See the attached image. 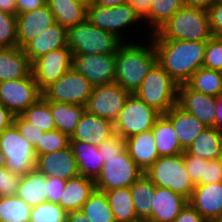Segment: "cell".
Instances as JSON below:
<instances>
[{
  "instance_id": "cell-2",
  "label": "cell",
  "mask_w": 222,
  "mask_h": 222,
  "mask_svg": "<svg viewBox=\"0 0 222 222\" xmlns=\"http://www.w3.org/2000/svg\"><path fill=\"white\" fill-rule=\"evenodd\" d=\"M149 39V45H145L146 42H125L115 54V83L131 94L140 87L151 68L157 63L153 40Z\"/></svg>"
},
{
  "instance_id": "cell-12",
  "label": "cell",
  "mask_w": 222,
  "mask_h": 222,
  "mask_svg": "<svg viewBox=\"0 0 222 222\" xmlns=\"http://www.w3.org/2000/svg\"><path fill=\"white\" fill-rule=\"evenodd\" d=\"M41 97L32 72L25 78L0 82V103L14 116L21 115Z\"/></svg>"
},
{
  "instance_id": "cell-31",
  "label": "cell",
  "mask_w": 222,
  "mask_h": 222,
  "mask_svg": "<svg viewBox=\"0 0 222 222\" xmlns=\"http://www.w3.org/2000/svg\"><path fill=\"white\" fill-rule=\"evenodd\" d=\"M50 111L56 129L71 138L85 111V105L50 102Z\"/></svg>"
},
{
  "instance_id": "cell-50",
  "label": "cell",
  "mask_w": 222,
  "mask_h": 222,
  "mask_svg": "<svg viewBox=\"0 0 222 222\" xmlns=\"http://www.w3.org/2000/svg\"><path fill=\"white\" fill-rule=\"evenodd\" d=\"M48 202L59 203L62 191L66 185V180L56 177H46Z\"/></svg>"
},
{
  "instance_id": "cell-40",
  "label": "cell",
  "mask_w": 222,
  "mask_h": 222,
  "mask_svg": "<svg viewBox=\"0 0 222 222\" xmlns=\"http://www.w3.org/2000/svg\"><path fill=\"white\" fill-rule=\"evenodd\" d=\"M67 212L58 204L45 202L31 207L29 222H65Z\"/></svg>"
},
{
  "instance_id": "cell-5",
  "label": "cell",
  "mask_w": 222,
  "mask_h": 222,
  "mask_svg": "<svg viewBox=\"0 0 222 222\" xmlns=\"http://www.w3.org/2000/svg\"><path fill=\"white\" fill-rule=\"evenodd\" d=\"M178 87L179 84L157 62L133 94L165 114L177 104Z\"/></svg>"
},
{
  "instance_id": "cell-27",
  "label": "cell",
  "mask_w": 222,
  "mask_h": 222,
  "mask_svg": "<svg viewBox=\"0 0 222 222\" xmlns=\"http://www.w3.org/2000/svg\"><path fill=\"white\" fill-rule=\"evenodd\" d=\"M79 175L96 180L102 170L104 159L97 146L82 141H70Z\"/></svg>"
},
{
  "instance_id": "cell-23",
  "label": "cell",
  "mask_w": 222,
  "mask_h": 222,
  "mask_svg": "<svg viewBox=\"0 0 222 222\" xmlns=\"http://www.w3.org/2000/svg\"><path fill=\"white\" fill-rule=\"evenodd\" d=\"M172 123L179 144L185 151L207 127L177 104L164 114Z\"/></svg>"
},
{
  "instance_id": "cell-19",
  "label": "cell",
  "mask_w": 222,
  "mask_h": 222,
  "mask_svg": "<svg viewBox=\"0 0 222 222\" xmlns=\"http://www.w3.org/2000/svg\"><path fill=\"white\" fill-rule=\"evenodd\" d=\"M114 134L113 122L84 111L70 141H82L98 146Z\"/></svg>"
},
{
  "instance_id": "cell-60",
  "label": "cell",
  "mask_w": 222,
  "mask_h": 222,
  "mask_svg": "<svg viewBox=\"0 0 222 222\" xmlns=\"http://www.w3.org/2000/svg\"><path fill=\"white\" fill-rule=\"evenodd\" d=\"M6 167V159L2 151L0 150V168Z\"/></svg>"
},
{
  "instance_id": "cell-62",
  "label": "cell",
  "mask_w": 222,
  "mask_h": 222,
  "mask_svg": "<svg viewBox=\"0 0 222 222\" xmlns=\"http://www.w3.org/2000/svg\"><path fill=\"white\" fill-rule=\"evenodd\" d=\"M212 222H222V211Z\"/></svg>"
},
{
  "instance_id": "cell-8",
  "label": "cell",
  "mask_w": 222,
  "mask_h": 222,
  "mask_svg": "<svg viewBox=\"0 0 222 222\" xmlns=\"http://www.w3.org/2000/svg\"><path fill=\"white\" fill-rule=\"evenodd\" d=\"M0 150L5 156L6 168L14 174L24 176L35 170V149L14 124L0 133Z\"/></svg>"
},
{
  "instance_id": "cell-57",
  "label": "cell",
  "mask_w": 222,
  "mask_h": 222,
  "mask_svg": "<svg viewBox=\"0 0 222 222\" xmlns=\"http://www.w3.org/2000/svg\"><path fill=\"white\" fill-rule=\"evenodd\" d=\"M215 128L222 131V96L216 97Z\"/></svg>"
},
{
  "instance_id": "cell-47",
  "label": "cell",
  "mask_w": 222,
  "mask_h": 222,
  "mask_svg": "<svg viewBox=\"0 0 222 222\" xmlns=\"http://www.w3.org/2000/svg\"><path fill=\"white\" fill-rule=\"evenodd\" d=\"M97 149L103 159L104 157L118 156L126 150V139L115 133L105 142L98 145Z\"/></svg>"
},
{
  "instance_id": "cell-56",
  "label": "cell",
  "mask_w": 222,
  "mask_h": 222,
  "mask_svg": "<svg viewBox=\"0 0 222 222\" xmlns=\"http://www.w3.org/2000/svg\"><path fill=\"white\" fill-rule=\"evenodd\" d=\"M65 222H90L82 210L68 212Z\"/></svg>"
},
{
  "instance_id": "cell-53",
  "label": "cell",
  "mask_w": 222,
  "mask_h": 222,
  "mask_svg": "<svg viewBox=\"0 0 222 222\" xmlns=\"http://www.w3.org/2000/svg\"><path fill=\"white\" fill-rule=\"evenodd\" d=\"M46 5V0H16V15L31 12Z\"/></svg>"
},
{
  "instance_id": "cell-15",
  "label": "cell",
  "mask_w": 222,
  "mask_h": 222,
  "mask_svg": "<svg viewBox=\"0 0 222 222\" xmlns=\"http://www.w3.org/2000/svg\"><path fill=\"white\" fill-rule=\"evenodd\" d=\"M72 67L93 87L115 82V54H72Z\"/></svg>"
},
{
  "instance_id": "cell-4",
  "label": "cell",
  "mask_w": 222,
  "mask_h": 222,
  "mask_svg": "<svg viewBox=\"0 0 222 222\" xmlns=\"http://www.w3.org/2000/svg\"><path fill=\"white\" fill-rule=\"evenodd\" d=\"M125 42L116 34L97 28L87 19L67 29L72 54H116Z\"/></svg>"
},
{
  "instance_id": "cell-20",
  "label": "cell",
  "mask_w": 222,
  "mask_h": 222,
  "mask_svg": "<svg viewBox=\"0 0 222 222\" xmlns=\"http://www.w3.org/2000/svg\"><path fill=\"white\" fill-rule=\"evenodd\" d=\"M188 203L207 221L222 211V182L196 185Z\"/></svg>"
},
{
  "instance_id": "cell-33",
  "label": "cell",
  "mask_w": 222,
  "mask_h": 222,
  "mask_svg": "<svg viewBox=\"0 0 222 222\" xmlns=\"http://www.w3.org/2000/svg\"><path fill=\"white\" fill-rule=\"evenodd\" d=\"M130 191L138 219L146 222L152 214L155 185L143 174L130 186Z\"/></svg>"
},
{
  "instance_id": "cell-10",
  "label": "cell",
  "mask_w": 222,
  "mask_h": 222,
  "mask_svg": "<svg viewBox=\"0 0 222 222\" xmlns=\"http://www.w3.org/2000/svg\"><path fill=\"white\" fill-rule=\"evenodd\" d=\"M93 86L85 76L73 67L56 82L42 91V96L50 102L85 105Z\"/></svg>"
},
{
  "instance_id": "cell-51",
  "label": "cell",
  "mask_w": 222,
  "mask_h": 222,
  "mask_svg": "<svg viewBox=\"0 0 222 222\" xmlns=\"http://www.w3.org/2000/svg\"><path fill=\"white\" fill-rule=\"evenodd\" d=\"M173 222H207L189 203L180 211Z\"/></svg>"
},
{
  "instance_id": "cell-46",
  "label": "cell",
  "mask_w": 222,
  "mask_h": 222,
  "mask_svg": "<svg viewBox=\"0 0 222 222\" xmlns=\"http://www.w3.org/2000/svg\"><path fill=\"white\" fill-rule=\"evenodd\" d=\"M21 176L6 167L0 168V197L16 195Z\"/></svg>"
},
{
  "instance_id": "cell-45",
  "label": "cell",
  "mask_w": 222,
  "mask_h": 222,
  "mask_svg": "<svg viewBox=\"0 0 222 222\" xmlns=\"http://www.w3.org/2000/svg\"><path fill=\"white\" fill-rule=\"evenodd\" d=\"M13 124L19 130L20 134L35 147L40 143V138L45 133L32 123L27 122L21 115H15L13 118Z\"/></svg>"
},
{
  "instance_id": "cell-14",
  "label": "cell",
  "mask_w": 222,
  "mask_h": 222,
  "mask_svg": "<svg viewBox=\"0 0 222 222\" xmlns=\"http://www.w3.org/2000/svg\"><path fill=\"white\" fill-rule=\"evenodd\" d=\"M73 55L68 46L39 57L31 64V70L38 87L43 91L72 68Z\"/></svg>"
},
{
  "instance_id": "cell-24",
  "label": "cell",
  "mask_w": 222,
  "mask_h": 222,
  "mask_svg": "<svg viewBox=\"0 0 222 222\" xmlns=\"http://www.w3.org/2000/svg\"><path fill=\"white\" fill-rule=\"evenodd\" d=\"M126 150L143 173L159 158L152 130L127 138Z\"/></svg>"
},
{
  "instance_id": "cell-22",
  "label": "cell",
  "mask_w": 222,
  "mask_h": 222,
  "mask_svg": "<svg viewBox=\"0 0 222 222\" xmlns=\"http://www.w3.org/2000/svg\"><path fill=\"white\" fill-rule=\"evenodd\" d=\"M187 203L188 200L182 195L155 186L152 214L146 222H173Z\"/></svg>"
},
{
  "instance_id": "cell-38",
  "label": "cell",
  "mask_w": 222,
  "mask_h": 222,
  "mask_svg": "<svg viewBox=\"0 0 222 222\" xmlns=\"http://www.w3.org/2000/svg\"><path fill=\"white\" fill-rule=\"evenodd\" d=\"M31 206L17 195L0 197V222H29Z\"/></svg>"
},
{
  "instance_id": "cell-42",
  "label": "cell",
  "mask_w": 222,
  "mask_h": 222,
  "mask_svg": "<svg viewBox=\"0 0 222 222\" xmlns=\"http://www.w3.org/2000/svg\"><path fill=\"white\" fill-rule=\"evenodd\" d=\"M16 15L0 10V48H17Z\"/></svg>"
},
{
  "instance_id": "cell-30",
  "label": "cell",
  "mask_w": 222,
  "mask_h": 222,
  "mask_svg": "<svg viewBox=\"0 0 222 222\" xmlns=\"http://www.w3.org/2000/svg\"><path fill=\"white\" fill-rule=\"evenodd\" d=\"M151 130L156 142L159 157L174 156L184 153L171 121L164 114L156 120Z\"/></svg>"
},
{
  "instance_id": "cell-35",
  "label": "cell",
  "mask_w": 222,
  "mask_h": 222,
  "mask_svg": "<svg viewBox=\"0 0 222 222\" xmlns=\"http://www.w3.org/2000/svg\"><path fill=\"white\" fill-rule=\"evenodd\" d=\"M194 91L213 97L222 96V72L206 67L199 68L185 83Z\"/></svg>"
},
{
  "instance_id": "cell-3",
  "label": "cell",
  "mask_w": 222,
  "mask_h": 222,
  "mask_svg": "<svg viewBox=\"0 0 222 222\" xmlns=\"http://www.w3.org/2000/svg\"><path fill=\"white\" fill-rule=\"evenodd\" d=\"M212 36L207 10L184 5L149 38L208 41Z\"/></svg>"
},
{
  "instance_id": "cell-6",
  "label": "cell",
  "mask_w": 222,
  "mask_h": 222,
  "mask_svg": "<svg viewBox=\"0 0 222 222\" xmlns=\"http://www.w3.org/2000/svg\"><path fill=\"white\" fill-rule=\"evenodd\" d=\"M144 174L155 186L168 188L187 200L195 188L185 167L183 153L159 157Z\"/></svg>"
},
{
  "instance_id": "cell-18",
  "label": "cell",
  "mask_w": 222,
  "mask_h": 222,
  "mask_svg": "<svg viewBox=\"0 0 222 222\" xmlns=\"http://www.w3.org/2000/svg\"><path fill=\"white\" fill-rule=\"evenodd\" d=\"M19 48L36 38L43 30L55 23V18L46 4L31 12L16 15Z\"/></svg>"
},
{
  "instance_id": "cell-16",
  "label": "cell",
  "mask_w": 222,
  "mask_h": 222,
  "mask_svg": "<svg viewBox=\"0 0 222 222\" xmlns=\"http://www.w3.org/2000/svg\"><path fill=\"white\" fill-rule=\"evenodd\" d=\"M177 105L194 115L205 127H215L216 97L189 88L186 84L178 87Z\"/></svg>"
},
{
  "instance_id": "cell-59",
  "label": "cell",
  "mask_w": 222,
  "mask_h": 222,
  "mask_svg": "<svg viewBox=\"0 0 222 222\" xmlns=\"http://www.w3.org/2000/svg\"><path fill=\"white\" fill-rule=\"evenodd\" d=\"M128 0H93V4L96 6H103L113 8L118 5L126 3Z\"/></svg>"
},
{
  "instance_id": "cell-17",
  "label": "cell",
  "mask_w": 222,
  "mask_h": 222,
  "mask_svg": "<svg viewBox=\"0 0 222 222\" xmlns=\"http://www.w3.org/2000/svg\"><path fill=\"white\" fill-rule=\"evenodd\" d=\"M35 169L45 177L53 176L62 180L79 175L77 162L70 145L63 150L38 155Z\"/></svg>"
},
{
  "instance_id": "cell-34",
  "label": "cell",
  "mask_w": 222,
  "mask_h": 222,
  "mask_svg": "<svg viewBox=\"0 0 222 222\" xmlns=\"http://www.w3.org/2000/svg\"><path fill=\"white\" fill-rule=\"evenodd\" d=\"M116 222H141L136 214L130 187L104 192Z\"/></svg>"
},
{
  "instance_id": "cell-28",
  "label": "cell",
  "mask_w": 222,
  "mask_h": 222,
  "mask_svg": "<svg viewBox=\"0 0 222 222\" xmlns=\"http://www.w3.org/2000/svg\"><path fill=\"white\" fill-rule=\"evenodd\" d=\"M185 152L207 161L220 159L222 154V131L215 127H207Z\"/></svg>"
},
{
  "instance_id": "cell-39",
  "label": "cell",
  "mask_w": 222,
  "mask_h": 222,
  "mask_svg": "<svg viewBox=\"0 0 222 222\" xmlns=\"http://www.w3.org/2000/svg\"><path fill=\"white\" fill-rule=\"evenodd\" d=\"M21 116L44 132L56 129L50 111V101H47L43 96L30 105Z\"/></svg>"
},
{
  "instance_id": "cell-1",
  "label": "cell",
  "mask_w": 222,
  "mask_h": 222,
  "mask_svg": "<svg viewBox=\"0 0 222 222\" xmlns=\"http://www.w3.org/2000/svg\"><path fill=\"white\" fill-rule=\"evenodd\" d=\"M158 64L179 85L203 66L206 41L152 39Z\"/></svg>"
},
{
  "instance_id": "cell-43",
  "label": "cell",
  "mask_w": 222,
  "mask_h": 222,
  "mask_svg": "<svg viewBox=\"0 0 222 222\" xmlns=\"http://www.w3.org/2000/svg\"><path fill=\"white\" fill-rule=\"evenodd\" d=\"M203 67L222 72V38L212 36L206 41Z\"/></svg>"
},
{
  "instance_id": "cell-52",
  "label": "cell",
  "mask_w": 222,
  "mask_h": 222,
  "mask_svg": "<svg viewBox=\"0 0 222 222\" xmlns=\"http://www.w3.org/2000/svg\"><path fill=\"white\" fill-rule=\"evenodd\" d=\"M152 0H128L127 3L144 19V24L149 26V7ZM147 20V21H146ZM146 21V23H145Z\"/></svg>"
},
{
  "instance_id": "cell-61",
  "label": "cell",
  "mask_w": 222,
  "mask_h": 222,
  "mask_svg": "<svg viewBox=\"0 0 222 222\" xmlns=\"http://www.w3.org/2000/svg\"><path fill=\"white\" fill-rule=\"evenodd\" d=\"M74 1L85 5L87 8L93 3V0H74Z\"/></svg>"
},
{
  "instance_id": "cell-55",
  "label": "cell",
  "mask_w": 222,
  "mask_h": 222,
  "mask_svg": "<svg viewBox=\"0 0 222 222\" xmlns=\"http://www.w3.org/2000/svg\"><path fill=\"white\" fill-rule=\"evenodd\" d=\"M216 0H184L185 6L208 10Z\"/></svg>"
},
{
  "instance_id": "cell-44",
  "label": "cell",
  "mask_w": 222,
  "mask_h": 222,
  "mask_svg": "<svg viewBox=\"0 0 222 222\" xmlns=\"http://www.w3.org/2000/svg\"><path fill=\"white\" fill-rule=\"evenodd\" d=\"M185 167L189 176L196 185H204V171L207 160L190 155L188 152L183 153Z\"/></svg>"
},
{
  "instance_id": "cell-49",
  "label": "cell",
  "mask_w": 222,
  "mask_h": 222,
  "mask_svg": "<svg viewBox=\"0 0 222 222\" xmlns=\"http://www.w3.org/2000/svg\"><path fill=\"white\" fill-rule=\"evenodd\" d=\"M222 182V164L220 159L205 163L204 185Z\"/></svg>"
},
{
  "instance_id": "cell-48",
  "label": "cell",
  "mask_w": 222,
  "mask_h": 222,
  "mask_svg": "<svg viewBox=\"0 0 222 222\" xmlns=\"http://www.w3.org/2000/svg\"><path fill=\"white\" fill-rule=\"evenodd\" d=\"M207 13L212 35L222 38V0H216L207 10Z\"/></svg>"
},
{
  "instance_id": "cell-25",
  "label": "cell",
  "mask_w": 222,
  "mask_h": 222,
  "mask_svg": "<svg viewBox=\"0 0 222 222\" xmlns=\"http://www.w3.org/2000/svg\"><path fill=\"white\" fill-rule=\"evenodd\" d=\"M95 190L94 180L78 175L66 180L59 205L68 213L81 210L85 201Z\"/></svg>"
},
{
  "instance_id": "cell-9",
  "label": "cell",
  "mask_w": 222,
  "mask_h": 222,
  "mask_svg": "<svg viewBox=\"0 0 222 222\" xmlns=\"http://www.w3.org/2000/svg\"><path fill=\"white\" fill-rule=\"evenodd\" d=\"M104 161L100 175L94 181L95 189L102 192L130 187L144 174L127 150L118 156L104 157Z\"/></svg>"
},
{
  "instance_id": "cell-54",
  "label": "cell",
  "mask_w": 222,
  "mask_h": 222,
  "mask_svg": "<svg viewBox=\"0 0 222 222\" xmlns=\"http://www.w3.org/2000/svg\"><path fill=\"white\" fill-rule=\"evenodd\" d=\"M14 115L0 103V133L13 124Z\"/></svg>"
},
{
  "instance_id": "cell-7",
  "label": "cell",
  "mask_w": 222,
  "mask_h": 222,
  "mask_svg": "<svg viewBox=\"0 0 222 222\" xmlns=\"http://www.w3.org/2000/svg\"><path fill=\"white\" fill-rule=\"evenodd\" d=\"M161 115L160 112L148 106L136 95L130 94L114 122L115 133L127 139L149 131Z\"/></svg>"
},
{
  "instance_id": "cell-26",
  "label": "cell",
  "mask_w": 222,
  "mask_h": 222,
  "mask_svg": "<svg viewBox=\"0 0 222 222\" xmlns=\"http://www.w3.org/2000/svg\"><path fill=\"white\" fill-rule=\"evenodd\" d=\"M31 63L23 48H0V82L27 77Z\"/></svg>"
},
{
  "instance_id": "cell-21",
  "label": "cell",
  "mask_w": 222,
  "mask_h": 222,
  "mask_svg": "<svg viewBox=\"0 0 222 222\" xmlns=\"http://www.w3.org/2000/svg\"><path fill=\"white\" fill-rule=\"evenodd\" d=\"M67 46V29L54 23L43 30L36 38L29 41L23 50L32 64L39 57L50 51Z\"/></svg>"
},
{
  "instance_id": "cell-37",
  "label": "cell",
  "mask_w": 222,
  "mask_h": 222,
  "mask_svg": "<svg viewBox=\"0 0 222 222\" xmlns=\"http://www.w3.org/2000/svg\"><path fill=\"white\" fill-rule=\"evenodd\" d=\"M184 0H152L149 7V34H154L169 18L184 6ZM151 26V27H150Z\"/></svg>"
},
{
  "instance_id": "cell-58",
  "label": "cell",
  "mask_w": 222,
  "mask_h": 222,
  "mask_svg": "<svg viewBox=\"0 0 222 222\" xmlns=\"http://www.w3.org/2000/svg\"><path fill=\"white\" fill-rule=\"evenodd\" d=\"M0 10L16 15V0H0Z\"/></svg>"
},
{
  "instance_id": "cell-29",
  "label": "cell",
  "mask_w": 222,
  "mask_h": 222,
  "mask_svg": "<svg viewBox=\"0 0 222 222\" xmlns=\"http://www.w3.org/2000/svg\"><path fill=\"white\" fill-rule=\"evenodd\" d=\"M16 195L31 207L47 202L46 177L36 169L21 176Z\"/></svg>"
},
{
  "instance_id": "cell-11",
  "label": "cell",
  "mask_w": 222,
  "mask_h": 222,
  "mask_svg": "<svg viewBox=\"0 0 222 222\" xmlns=\"http://www.w3.org/2000/svg\"><path fill=\"white\" fill-rule=\"evenodd\" d=\"M86 19L97 28L116 34L124 42L127 40L123 39L125 37L123 31L143 21L127 2L113 8L96 6L92 3L87 8Z\"/></svg>"
},
{
  "instance_id": "cell-41",
  "label": "cell",
  "mask_w": 222,
  "mask_h": 222,
  "mask_svg": "<svg viewBox=\"0 0 222 222\" xmlns=\"http://www.w3.org/2000/svg\"><path fill=\"white\" fill-rule=\"evenodd\" d=\"M70 145V138L58 129L45 132L34 149L36 155H43L63 150Z\"/></svg>"
},
{
  "instance_id": "cell-13",
  "label": "cell",
  "mask_w": 222,
  "mask_h": 222,
  "mask_svg": "<svg viewBox=\"0 0 222 222\" xmlns=\"http://www.w3.org/2000/svg\"><path fill=\"white\" fill-rule=\"evenodd\" d=\"M130 94L115 82L93 87L85 111L114 123Z\"/></svg>"
},
{
  "instance_id": "cell-36",
  "label": "cell",
  "mask_w": 222,
  "mask_h": 222,
  "mask_svg": "<svg viewBox=\"0 0 222 222\" xmlns=\"http://www.w3.org/2000/svg\"><path fill=\"white\" fill-rule=\"evenodd\" d=\"M90 222H116L104 192L94 190L81 208Z\"/></svg>"
},
{
  "instance_id": "cell-32",
  "label": "cell",
  "mask_w": 222,
  "mask_h": 222,
  "mask_svg": "<svg viewBox=\"0 0 222 222\" xmlns=\"http://www.w3.org/2000/svg\"><path fill=\"white\" fill-rule=\"evenodd\" d=\"M55 22L68 29L83 22L87 16V7L74 0H46Z\"/></svg>"
}]
</instances>
